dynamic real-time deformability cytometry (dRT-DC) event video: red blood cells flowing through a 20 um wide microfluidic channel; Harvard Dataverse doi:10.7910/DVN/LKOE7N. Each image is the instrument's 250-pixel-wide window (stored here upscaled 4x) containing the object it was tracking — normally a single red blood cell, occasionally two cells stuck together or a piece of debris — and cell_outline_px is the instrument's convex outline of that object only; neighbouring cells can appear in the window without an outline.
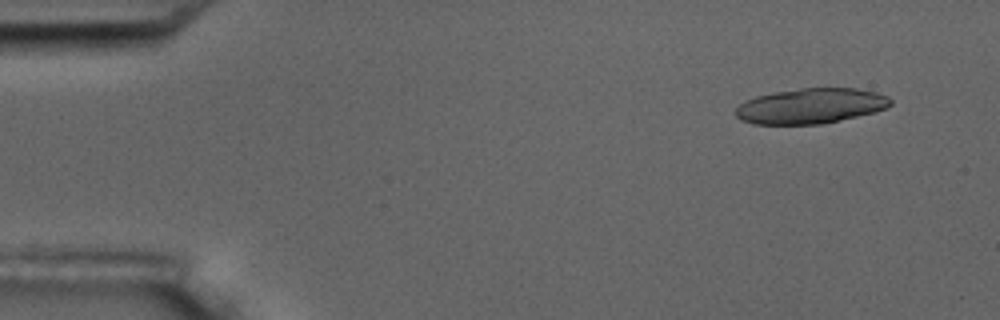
{"species": "common noctule bat (a hibernating species)", "species_latin": "Nyctalus noctula", "temperature_condition": "room temperature", "stored_images_in_passage": 8, "segment_of_instrument_passage": [1, 2], "camera_frame_rate_fps": 3000, "um_per_image_px": 0.085, "animal": {"sex": "male", "body_mass_g": 17.5, "forearm_length_mm": 52.3}, "frame": {"image": 1, "passage_image": 2, "time_ms": 1.0, "image_size_px": [1000, 320], "cell_outline_px": [[892, 104], [888, 108], [876, 112], [820, 124], [752, 124], [740, 120], [736, 116], [736, 108], [744, 100], [756, 96], [772, 92], [800, 88], [856, 88], [876, 92], [888, 96], [892, 100]], "centroid_in_image_um": [68.92, 9.0], "position_along_channel_um": 16.1, "area_um2": 32.08}}